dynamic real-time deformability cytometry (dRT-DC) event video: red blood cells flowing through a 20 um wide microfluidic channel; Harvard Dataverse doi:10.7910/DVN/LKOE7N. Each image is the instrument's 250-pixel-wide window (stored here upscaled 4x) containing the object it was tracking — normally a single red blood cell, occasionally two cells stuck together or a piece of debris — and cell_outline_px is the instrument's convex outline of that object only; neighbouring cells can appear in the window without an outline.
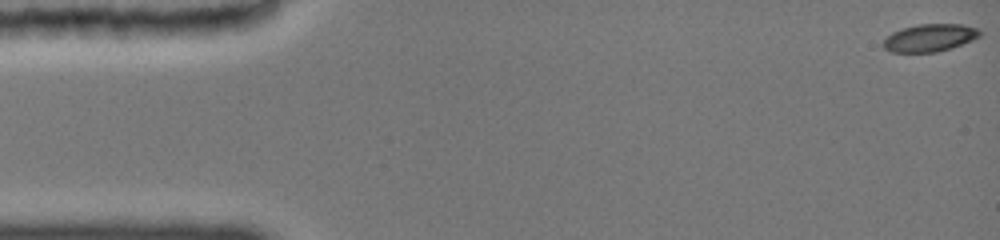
{"species": "common noctule bat (a hibernating species)", "species_latin": "Nyctalus noctula", "temperature_condition": "cold", "stored_images_in_passage": 26, "camera_frame_rate_fps": 3000, "um_per_image_px": 0.085, "animal": {"sex": "female", "body_mass_g": 19.0, "forearm_length_mm": 51.5}, "frame": {"image": 1, "passage_image": 1, "time_ms": 0.0, "image_size_px": [1000, 240], "cell_outline_px": [[980, 36], [972, 40], [952, 48], [936, 52], [892, 52], [884, 48], [880, 44], [892, 32], [916, 24], [960, 24], [980, 28]], "centroid_in_image_um": [79.03, 3.21], "position_along_channel_um": 6.0, "area_um2": 15.55}}
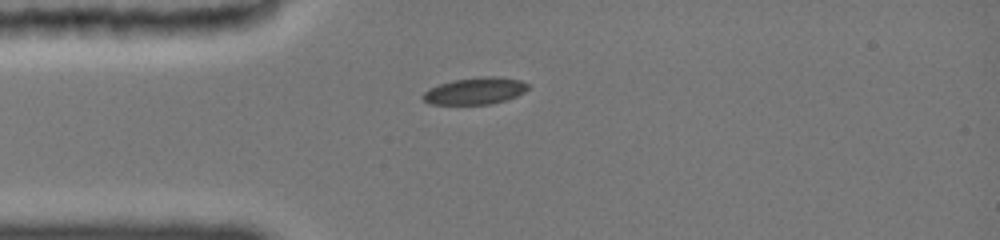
{"frame": {"image": 2, "passage_image": 21, "time_ms": 4.0, "image_size_px": [1000, 240], "cell_outline_px": [[528, 88], [524, 92], [516, 96], [504, 100], [488, 104], [432, 104], [424, 100], [420, 96], [428, 88], [452, 80], [484, 76], [496, 76], [520, 80], [528, 84]], "centroid_in_image_um": [40.36, 7.72], "position_along_channel_um": 44.6, "area_um2": 16.36}}